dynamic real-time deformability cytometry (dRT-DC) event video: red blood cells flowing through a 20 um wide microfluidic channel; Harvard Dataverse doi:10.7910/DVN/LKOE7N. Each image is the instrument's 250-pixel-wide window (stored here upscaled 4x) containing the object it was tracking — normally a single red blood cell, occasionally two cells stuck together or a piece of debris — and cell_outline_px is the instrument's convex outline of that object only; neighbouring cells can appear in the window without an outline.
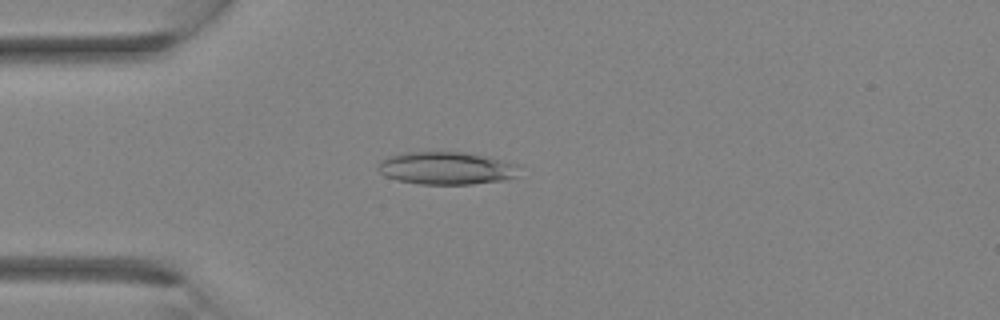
{"species": "Egyptian fruit bat (a non-hibernating species)", "species_latin": "Rousettus aegyptiacus", "temperature_condition": "room temperature", "stored_images_in_passage": 3, "camera_frame_rate_fps": 3000, "um_per_image_px": 0.085, "animal": {"sex": "female"}, "frame": {"image": 1, "passage_image": 3, "time_ms": 0.667, "image_size_px": [1000, 320], "cell_outline_px": [[524, 164], [516, 176], [508, 180], [472, 184], [420, 184], [396, 180], [384, 176], [380, 172], [380, 160], [388, 156], [408, 152], [464, 152]], "centroid_in_image_um": [38.03, 14.3], "position_along_channel_um": 47.0, "area_um2": 27.22}}